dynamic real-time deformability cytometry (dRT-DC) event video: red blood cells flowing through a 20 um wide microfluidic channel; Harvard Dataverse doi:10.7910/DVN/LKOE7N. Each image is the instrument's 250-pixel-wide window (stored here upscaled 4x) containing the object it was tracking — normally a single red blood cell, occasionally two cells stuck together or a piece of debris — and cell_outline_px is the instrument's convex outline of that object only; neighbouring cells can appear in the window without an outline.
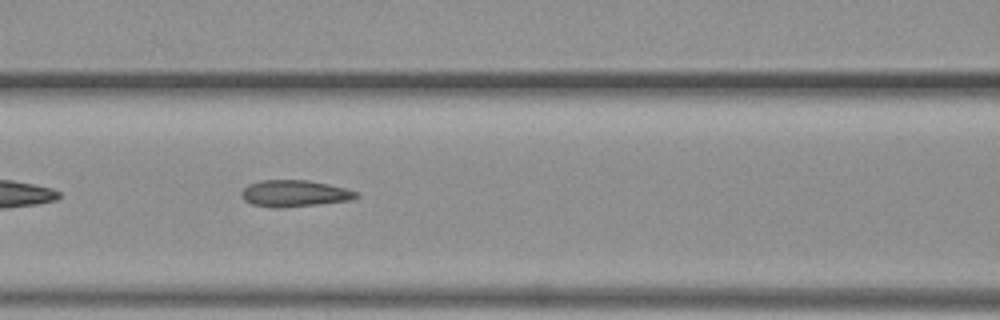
{"species": "common noctule bat (a hibernating species)", "species_latin": "Nyctalus noctula", "temperature_condition": "warm", "stored_images_in_passage": 36, "camera_frame_rate_fps": 3000, "um_per_image_px": 0.085, "animal": {"sex": "female", "body_mass_g": 19.3, "forearm_length_mm": 54.1}, "frame": {"image": 1, "passage_image": 10, "time_ms": 3.0, "image_size_px": [1000, 320], "cell_outline_px": [[360, 196], [352, 200], [320, 204], [280, 208], [272, 208], [252, 204], [244, 200], [240, 196], [240, 192], [248, 184], [260, 180], [308, 180], [328, 184], [344, 188], [356, 192]], "centroid_in_image_um": [25.0, 16.45], "position_along_channel_um": 141.6, "area_um2": 17.92}}
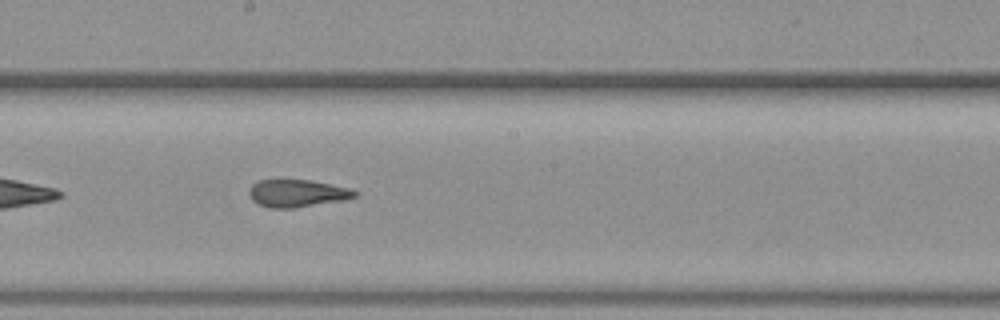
{"frame": {"image": 2, "passage_image": 18, "time_ms": 5.667, "image_size_px": [1000, 320], "cell_outline_px": [[360, 192], [356, 196], [344, 200], [296, 208], [268, 208], [256, 204], [252, 200], [248, 192], [252, 184], [260, 180], [312, 180], [348, 188]], "centroid_in_image_um": [25.25, 16.44], "position_along_channel_um": 223.0, "area_um2": 17.05}}
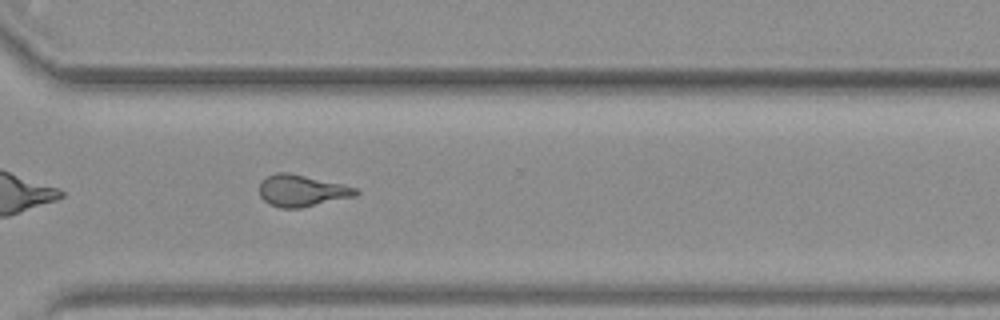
{"frame": {"image": 3, "passage_image": 30, "time_ms": 9.667, "image_size_px": [1000, 320], "cell_outline_px": [[360, 192], [356, 196], [300, 208], [280, 208], [268, 204], [260, 196], [260, 180], [276, 172], [288, 172], [344, 184], [356, 188]], "centroid_in_image_um": [25.65, 16.2], "position_along_channel_um": 345.0, "area_um2": 17.92}}